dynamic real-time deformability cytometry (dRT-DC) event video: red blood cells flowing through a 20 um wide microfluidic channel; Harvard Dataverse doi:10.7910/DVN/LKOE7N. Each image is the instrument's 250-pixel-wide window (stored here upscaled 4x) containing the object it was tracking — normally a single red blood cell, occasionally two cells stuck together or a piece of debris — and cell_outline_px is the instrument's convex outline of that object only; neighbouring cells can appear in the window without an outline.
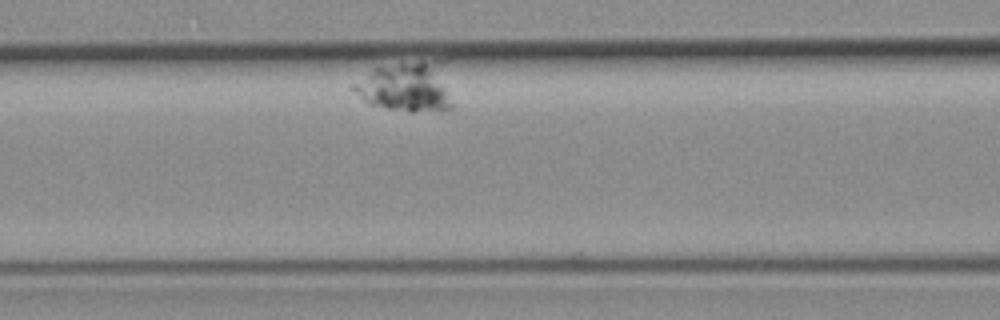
{"species": "common noctule bat (a hibernating species)", "species_latin": "Nyctalus noctula", "temperature_condition": "room temperature", "stored_images_in_passage": 3, "camera_frame_rate_fps": 3000, "um_per_image_px": 0.085, "animal": {"sex": "female", "body_mass_g": 19.3, "forearm_length_mm": 54.1}, "frame": {"image": 1, "passage_image": 3, "time_ms": 0.667, "image_size_px": [1000, 320], "cell_outline_px": [[452, 108], [448, 112], [408, 112], [384, 108], [368, 104], [348, 88], [348, 84], [376, 68], [420, 60], [444, 60], [452, 104]], "centroid_in_image_um": [34.56, 7.41], "position_along_channel_um": 132.0, "area_um2": 29.88}}